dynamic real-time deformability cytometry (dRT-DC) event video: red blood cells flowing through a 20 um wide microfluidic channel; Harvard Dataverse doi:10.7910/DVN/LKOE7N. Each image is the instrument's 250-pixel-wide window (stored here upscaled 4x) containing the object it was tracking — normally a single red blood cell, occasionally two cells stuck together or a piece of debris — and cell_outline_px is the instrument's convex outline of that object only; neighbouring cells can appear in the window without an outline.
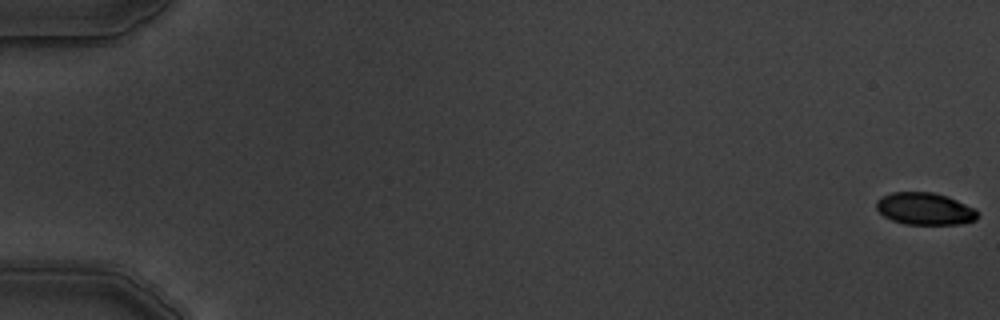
{"species": "common noctule bat (a hibernating species)", "species_latin": "Nyctalus noctula", "temperature_condition": "warm", "stored_images_in_passage": 5, "camera_frame_rate_fps": 3000, "um_per_image_px": 0.085, "animal": {"sex": "male", "body_mass_g": 19.5, "forearm_length_mm": 54.6}, "frame": {"image": 1, "passage_image": 1, "time_ms": 0.0, "image_size_px": [1000, 320], "cell_outline_px": [[980, 216], [976, 220], [960, 224], [904, 224], [892, 220], [884, 216], [876, 208], [876, 200], [880, 196], [892, 192], [932, 192], [948, 196], [972, 208]], "centroid_in_image_um": [78.58, 17.74], "position_along_channel_um": 6.4, "area_um2": 18.96}}
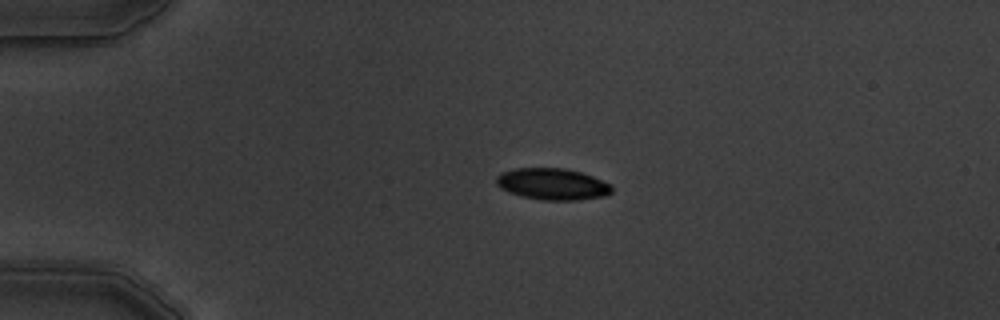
{"frame": {"image": 2, "passage_image": 4, "time_ms": 4.333, "image_size_px": [1000, 320], "cell_outline_px": [[612, 192], [604, 196], [576, 200], [544, 200], [520, 196], [508, 192], [500, 188], [496, 184], [496, 176], [500, 172], [512, 168], [564, 168], [580, 172], [592, 176], [612, 184]], "centroid_in_image_um": [46.92, 15.64], "position_along_channel_um": 38.1, "area_um2": 21.39}}